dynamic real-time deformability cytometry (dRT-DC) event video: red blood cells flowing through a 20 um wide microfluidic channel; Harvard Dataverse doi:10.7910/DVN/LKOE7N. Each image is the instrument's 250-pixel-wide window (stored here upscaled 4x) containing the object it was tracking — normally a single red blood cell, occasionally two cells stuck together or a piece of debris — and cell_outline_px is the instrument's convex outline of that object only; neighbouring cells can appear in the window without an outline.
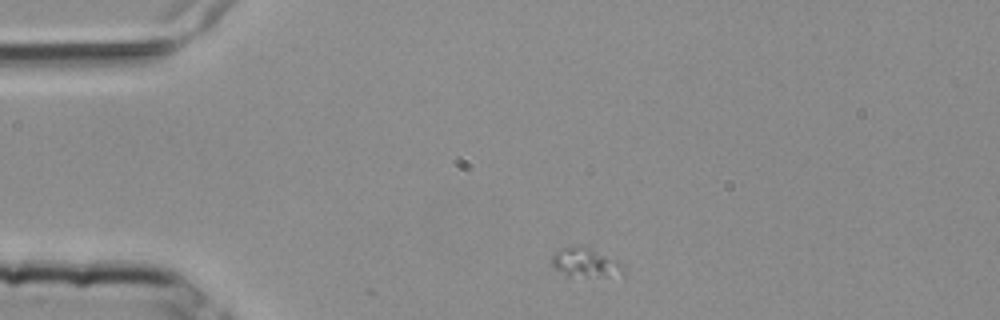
{"species": "common noctule bat (a hibernating species)", "species_latin": "Nyctalus noctula", "temperature_condition": "room temperature", "stored_images_in_passage": 3, "camera_frame_rate_fps": 3000, "um_per_image_px": 0.085, "animal": {"sex": "female", "body_mass_g": 25.1}, "frame": {"image": 1, "passage_image": 1, "time_ms": 0.0, "image_size_px": [1000, 320], "cell_outline_px": [[624, 272], [600, 276], [568, 276], [552, 268], [552, 256], [560, 248], [572, 244], [588, 248], [620, 264], [624, 268]], "centroid_in_image_um": [49.61, 22.31], "position_along_channel_um": 35.4, "area_um2": 11.56}}